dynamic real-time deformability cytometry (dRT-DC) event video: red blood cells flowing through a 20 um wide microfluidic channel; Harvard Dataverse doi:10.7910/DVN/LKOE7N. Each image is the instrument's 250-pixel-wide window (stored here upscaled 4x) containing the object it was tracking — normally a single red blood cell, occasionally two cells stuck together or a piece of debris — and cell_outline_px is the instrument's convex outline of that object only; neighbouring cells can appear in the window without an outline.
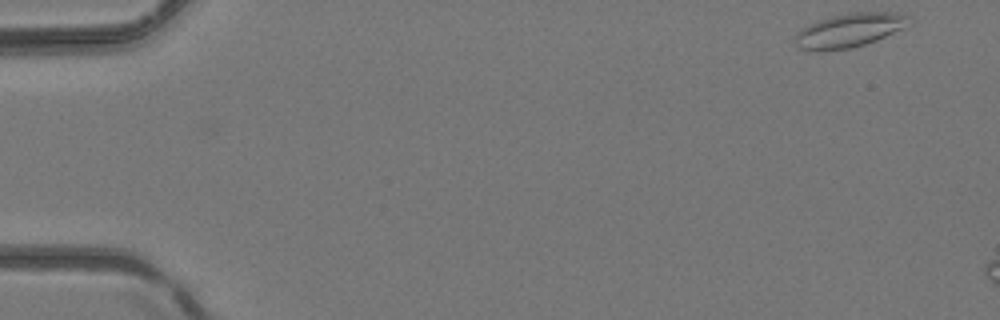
{"species": "common noctule bat (a hibernating species)", "species_latin": "Nyctalus noctula", "temperature_condition": "room temperature", "stored_images_in_passage": 6, "camera_frame_rate_fps": 3000, "um_per_image_px": 0.085, "animal": {"sex": "female", "body_mass_g": 24.6, "forearm_length_mm": 56.2}, "frame": {"image": 1, "passage_image": 1, "time_ms": 0.0, "image_size_px": [1000, 320], "cell_outline_px": [[912, 24], [904, 28], [876, 40], [852, 48], [820, 52], [816, 52], [796, 48], [792, 40], [804, 28], [816, 20], [832, 16], [852, 12], [896, 12], [912, 16]], "centroid_in_image_um": [72.22, 2.59], "position_along_channel_um": 12.8, "area_um2": 23.0}}